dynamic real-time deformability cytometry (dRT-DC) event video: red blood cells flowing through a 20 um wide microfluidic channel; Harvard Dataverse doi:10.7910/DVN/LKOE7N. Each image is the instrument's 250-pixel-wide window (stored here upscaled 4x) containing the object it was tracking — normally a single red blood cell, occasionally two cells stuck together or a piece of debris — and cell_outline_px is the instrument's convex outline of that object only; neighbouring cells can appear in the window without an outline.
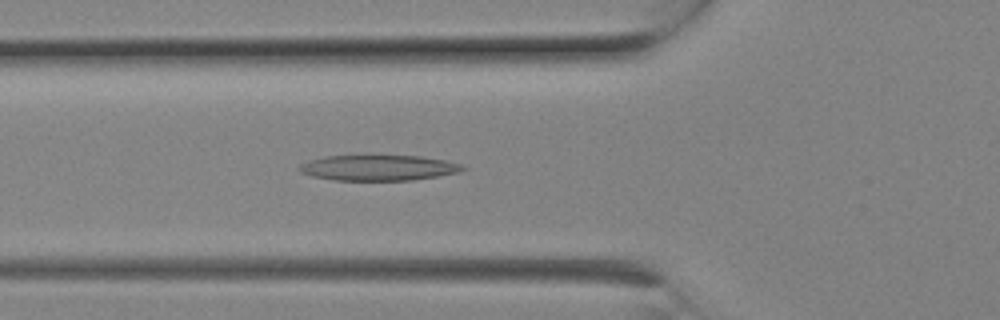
{"species": "Egyptian fruit bat (a non-hibernating species)", "species_latin": "Rousettus aegyptiacus", "temperature_condition": "room temperature", "stored_images_in_passage": 6, "camera_frame_rate_fps": 3000, "um_per_image_px": 0.085, "animal": {"sex": "female"}, "frame": {"image": 1, "passage_image": 6, "time_ms": 1.667, "image_size_px": [1000, 320], "cell_outline_px": [[468, 168], [460, 172], [412, 180], [336, 180], [312, 176], [300, 172], [296, 168], [300, 164], [308, 160], [324, 156], [420, 156], [444, 160], [460, 164]], "centroid_in_image_um": [32.13, 14.26], "position_along_channel_um": 93.7, "area_um2": 24.22}}